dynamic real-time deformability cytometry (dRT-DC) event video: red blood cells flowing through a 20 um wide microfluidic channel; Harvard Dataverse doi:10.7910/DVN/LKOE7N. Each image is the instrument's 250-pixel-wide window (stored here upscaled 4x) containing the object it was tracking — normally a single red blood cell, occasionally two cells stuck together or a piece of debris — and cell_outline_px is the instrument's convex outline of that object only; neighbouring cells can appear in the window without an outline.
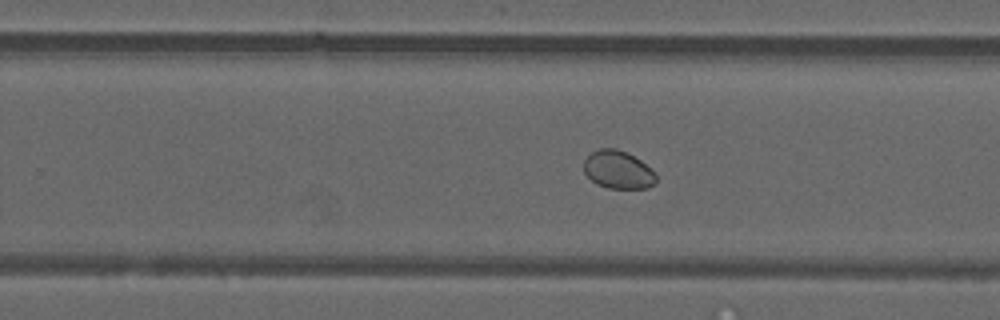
{"species": "common noctule bat (a hibernating species)", "species_latin": "Nyctalus noctula", "temperature_condition": "warm", "stored_images_in_passage": 29, "camera_frame_rate_fps": 3000, "um_per_image_px": 0.085, "animal": {"sex": "male", "forearm_length_mm": 52.5}, "frame": {"image": 1, "passage_image": 21, "time_ms": 6.667, "image_size_px": [1000, 320], "cell_outline_px": [[656, 184], [648, 188], [608, 188], [596, 184], [584, 172], [584, 160], [592, 152], [600, 148], [616, 148], [640, 160], [656, 172]], "centroid_in_image_um": [52.55, 14.44], "position_along_channel_um": 277.2, "area_um2": 15.95}}